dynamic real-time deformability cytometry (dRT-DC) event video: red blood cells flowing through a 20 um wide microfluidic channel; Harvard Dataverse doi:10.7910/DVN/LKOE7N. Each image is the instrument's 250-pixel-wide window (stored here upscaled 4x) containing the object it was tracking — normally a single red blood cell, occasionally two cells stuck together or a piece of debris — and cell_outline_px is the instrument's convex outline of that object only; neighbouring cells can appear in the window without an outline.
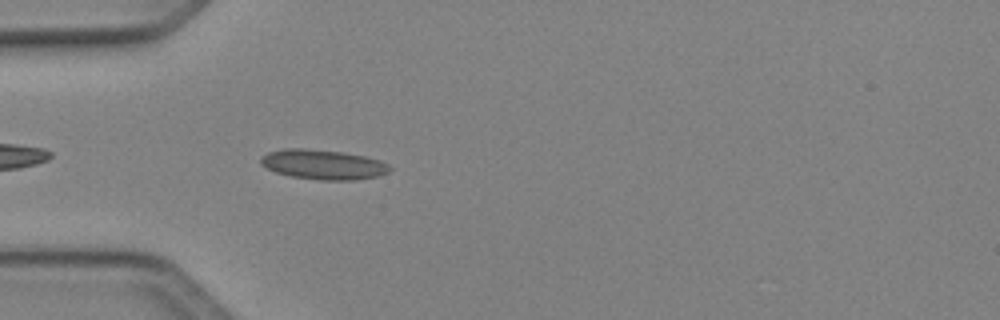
{"species": "Egyptian fruit bat (a non-hibernating species)", "species_latin": "Rousettus aegyptiacus", "temperature_condition": "cold", "stored_images_in_passage": 11, "camera_frame_rate_fps": 3000, "um_per_image_px": 0.085, "animal": {"sex": "female"}, "frame": {"image": 1, "passage_image": 4, "time_ms": 1.0, "image_size_px": [1000, 320], "cell_outline_px": [[392, 168], [388, 172], [376, 176], [352, 180], [320, 180], [292, 176], [276, 172], [260, 164], [260, 156], [268, 152], [284, 148], [304, 148], [344, 152], [364, 156], [380, 160], [388, 164]], "centroid_in_image_um": [27.45, 13.97], "position_along_channel_um": 57.6, "area_um2": 22.37}}
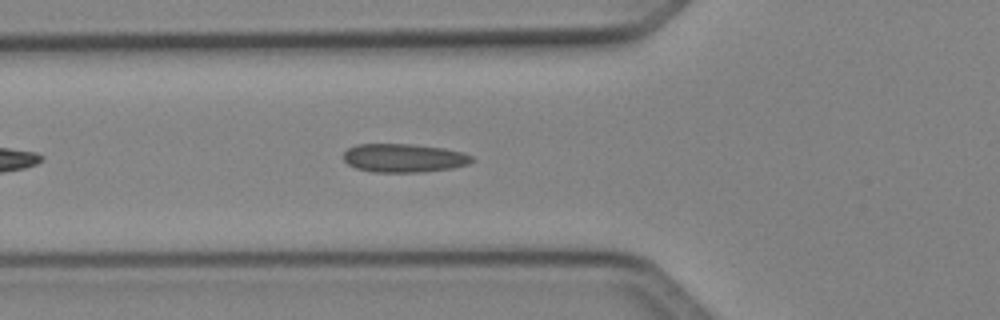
{"frame": {"image": 2, "passage_image": 7, "time_ms": 2.0, "image_size_px": [1000, 320], "cell_outline_px": [[476, 160], [468, 164], [452, 168], [420, 172], [372, 172], [356, 168], [348, 164], [344, 160], [344, 152], [348, 148], [356, 144], [408, 144], [444, 148], [460, 152], [472, 156]], "centroid_in_image_um": [34.32, 13.43], "position_along_channel_um": 91.5, "area_um2": 21.33}}